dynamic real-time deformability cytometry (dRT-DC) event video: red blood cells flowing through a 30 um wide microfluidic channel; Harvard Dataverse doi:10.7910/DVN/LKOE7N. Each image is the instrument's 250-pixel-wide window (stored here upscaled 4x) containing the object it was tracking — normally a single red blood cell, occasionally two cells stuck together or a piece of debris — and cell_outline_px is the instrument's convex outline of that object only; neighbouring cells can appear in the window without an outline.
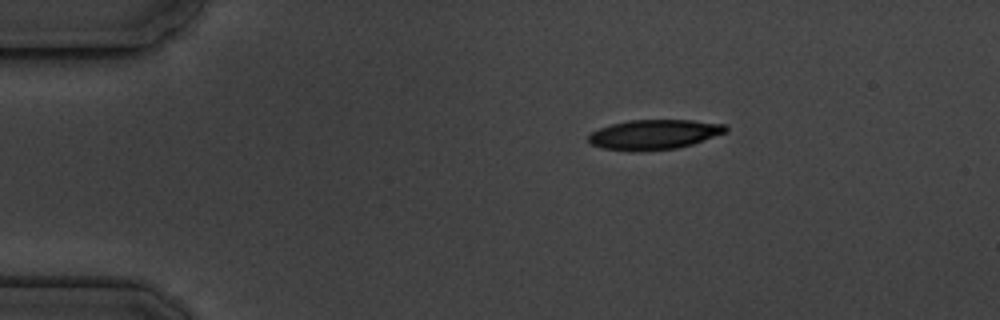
{"species": "common noctule bat (a hibernating species)", "species_latin": "Nyctalus noctula", "temperature_condition": "cold", "stored_images_in_passage": 3, "camera_frame_rate_fps": 3000, "um_per_image_px": 0.085, "animal": {"sex": "male", "body_mass_g": 19.5, "forearm_length_mm": 54.6}, "frame": {"image": 1, "passage_image": 1, "time_ms": 0.0, "image_size_px": [1000, 320], "cell_outline_px": [[728, 132], [692, 144], [676, 148], [632, 152], [600, 148], [592, 144], [588, 140], [588, 136], [592, 132], [600, 128], [612, 124], [628, 120], [692, 120], [724, 124], [728, 128]], "centroid_in_image_um": [55.6, 11.44], "position_along_channel_um": 29.4, "area_um2": 23.93}}
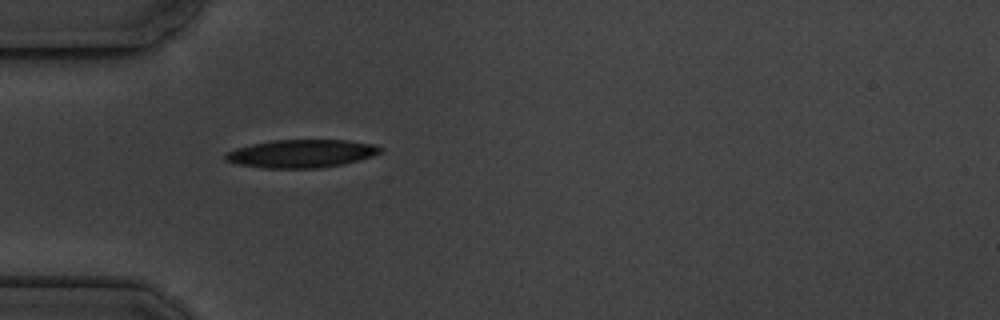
{"frame": {"image": 2, "passage_image": 3, "time_ms": 2.333, "image_size_px": [1000, 320], "cell_outline_px": [[384, 148], [380, 152], [372, 156], [360, 160], [344, 164], [320, 168], [264, 168], [236, 164], [224, 160], [224, 152], [236, 148], [252, 144], [272, 140], [348, 140], [376, 144]], "centroid_in_image_um": [25.62, 13.05], "position_along_channel_um": 59.4, "area_um2": 25.61}}